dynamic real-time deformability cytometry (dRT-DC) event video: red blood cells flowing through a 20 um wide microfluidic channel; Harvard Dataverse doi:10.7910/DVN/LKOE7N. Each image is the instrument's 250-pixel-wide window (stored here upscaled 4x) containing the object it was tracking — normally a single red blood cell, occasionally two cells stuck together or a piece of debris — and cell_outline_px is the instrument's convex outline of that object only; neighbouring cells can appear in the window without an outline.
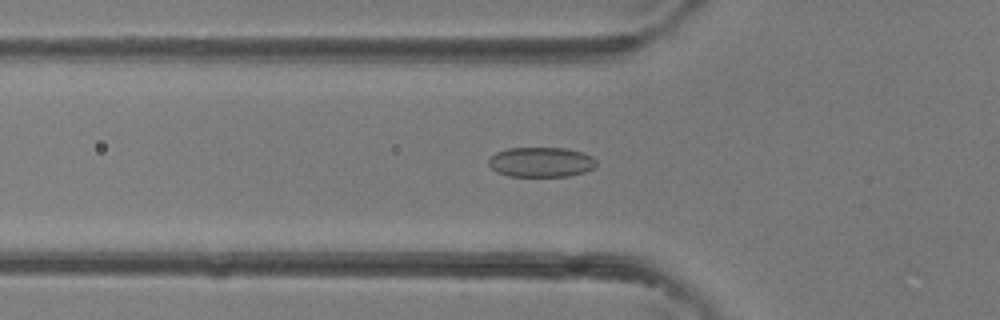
{"species": "common noctule bat (a hibernating species)", "species_latin": "Nyctalus noctula", "temperature_condition": "room temperature", "stored_images_in_passage": 38, "camera_frame_rate_fps": 3000, "um_per_image_px": 0.085, "animal": {"sex": "female"}, "frame": {"image": 1, "passage_image": 13, "time_ms": 4.0, "image_size_px": [1000, 320], "cell_outline_px": [[596, 164], [592, 168], [584, 172], [568, 176], [508, 176], [496, 172], [488, 164], [488, 160], [496, 152], [508, 148], [564, 148], [584, 152], [592, 156], [596, 160]], "centroid_in_image_um": [45.98, 13.77], "position_along_channel_um": 79.8, "area_um2": 18.79}}
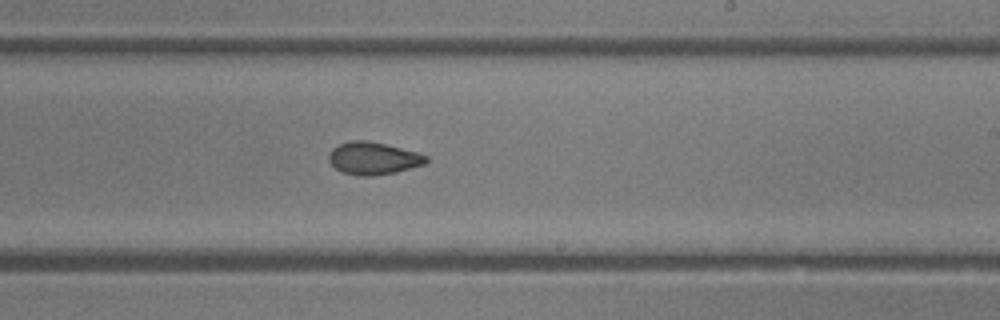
{"frame": {"image": 2, "passage_image": 23, "time_ms": 7.333, "image_size_px": [1000, 320], "cell_outline_px": [[428, 160], [424, 164], [396, 172], [372, 176], [360, 176], [344, 172], [336, 168], [328, 160], [328, 156], [332, 148], [340, 144], [352, 140], [368, 140], [416, 152], [428, 156]], "centroid_in_image_um": [31.72, 13.45], "position_along_channel_um": 257.3, "area_um2": 18.21}}
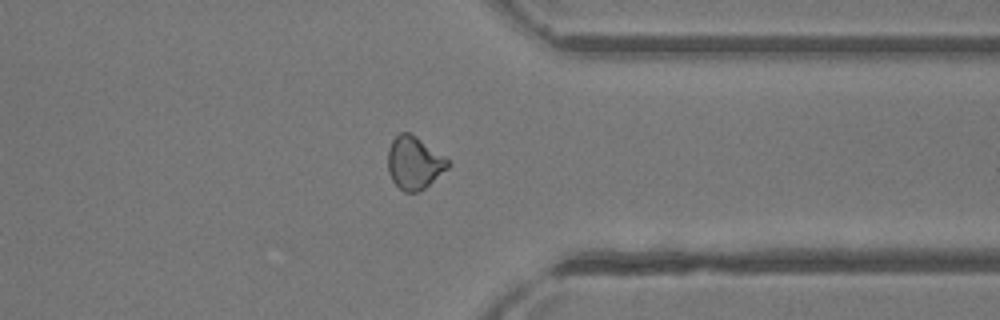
{"frame": {"image": 3, "passage_image": 30, "time_ms": 9.667, "image_size_px": [1000, 320], "cell_outline_px": [[452, 164], [448, 168], [420, 192], [404, 192], [392, 180], [388, 172], [388, 148], [392, 140], [400, 132], [408, 132], [416, 136], [444, 156]], "centroid_in_image_um": [35.2, 13.84], "position_along_channel_um": 376.2, "area_um2": 18.44}}